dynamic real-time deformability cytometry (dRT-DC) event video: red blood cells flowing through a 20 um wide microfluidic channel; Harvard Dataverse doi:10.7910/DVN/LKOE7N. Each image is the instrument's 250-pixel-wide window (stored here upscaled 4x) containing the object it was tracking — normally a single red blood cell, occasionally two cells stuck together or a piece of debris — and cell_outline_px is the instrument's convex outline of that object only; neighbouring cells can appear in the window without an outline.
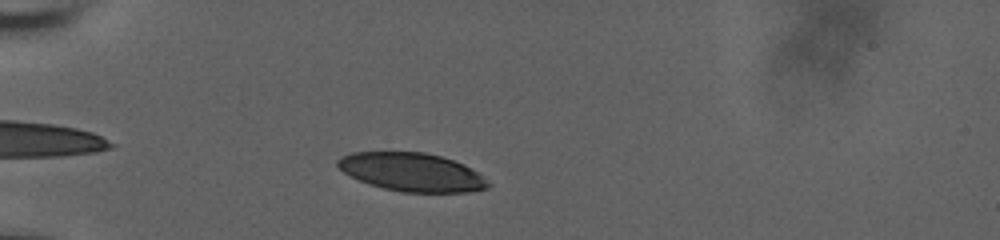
{"species": "human", "species_latin": "Homo sapiens", "temperature_condition": "room temperature", "stored_images_in_passage": 37, "camera_frame_rate_fps": 3000, "um_per_image_px": 0.085, "donor": {"sex": "male"}, "frame": {"image": 1, "passage_image": 2, "time_ms": 0.333, "image_size_px": [1000, 240], "cell_outline_px": [[492, 184], [488, 188], [472, 192], [404, 192], [384, 188], [360, 180], [344, 172], [336, 164], [336, 160], [340, 156], [352, 152], [424, 152], [440, 156], [464, 164], [476, 172]], "centroid_in_image_um": [35.02, 14.62], "position_along_channel_um": 50.0, "area_um2": 33.41}}
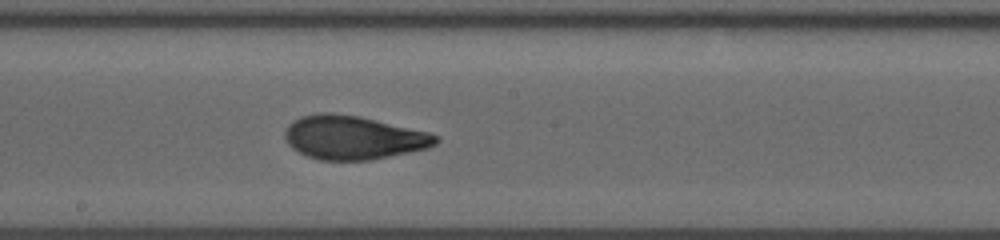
{"frame": {"image": 2, "passage_image": 18, "time_ms": 5.667, "image_size_px": [1000, 240], "cell_outline_px": [[440, 140], [436, 144], [428, 148], [368, 160], [320, 160], [308, 156], [292, 148], [288, 144], [284, 136], [284, 132], [288, 124], [300, 116], [320, 112], [332, 112], [360, 116], [428, 132], [440, 136]], "centroid_in_image_um": [30.01, 11.67], "position_along_channel_um": 218.2, "area_um2": 38.44}}
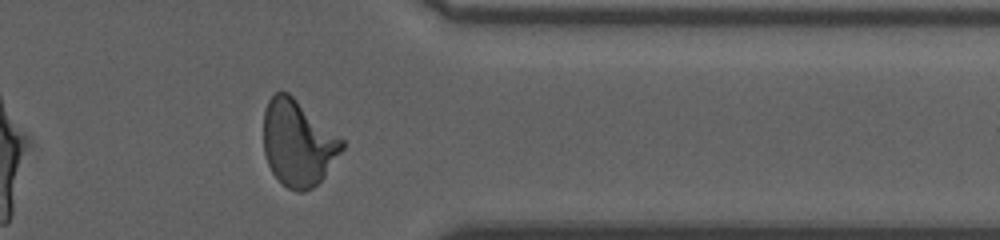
{"frame": {"image": 3, "passage_image": 32, "time_ms": 10.333, "image_size_px": [1000, 240], "cell_outline_px": [[344, 148], [324, 176], [312, 188], [304, 192], [300, 192], [288, 188], [272, 172], [268, 164], [264, 152], [264, 108], [268, 100], [276, 92], [288, 92], [344, 140]], "centroid_in_image_um": [25.32, 12.15], "position_along_channel_um": 386.1, "area_um2": 38.96}, "authors_computed_cell_mechanics": {"area_um2": 37.9168, "velocity_mm_per_s": 3.725, "shape_relaxation_time_tau1_ms": 6.2928, "shape_relaxation_time_tau2_ms": 1.3509, "deformation_change_tau1": 0.2062, "deformation_change_tau2": 0.0788}}